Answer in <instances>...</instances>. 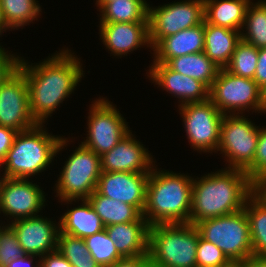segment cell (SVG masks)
Instances as JSON below:
<instances>
[{"instance_id": "6da1fadb", "label": "cell", "mask_w": 266, "mask_h": 267, "mask_svg": "<svg viewBox=\"0 0 266 267\" xmlns=\"http://www.w3.org/2000/svg\"><path fill=\"white\" fill-rule=\"evenodd\" d=\"M73 54L68 48L63 49L34 66L19 58L18 68L27 81L31 115L38 124L52 116L84 77L82 64Z\"/></svg>"}, {"instance_id": "7a4b0ae2", "label": "cell", "mask_w": 266, "mask_h": 267, "mask_svg": "<svg viewBox=\"0 0 266 267\" xmlns=\"http://www.w3.org/2000/svg\"><path fill=\"white\" fill-rule=\"evenodd\" d=\"M224 169L193 178L191 224L244 209L247 198L256 190L245 171Z\"/></svg>"}, {"instance_id": "3957f363", "label": "cell", "mask_w": 266, "mask_h": 267, "mask_svg": "<svg viewBox=\"0 0 266 267\" xmlns=\"http://www.w3.org/2000/svg\"><path fill=\"white\" fill-rule=\"evenodd\" d=\"M155 168L153 166L147 181L143 217L150 226L190 223L193 178Z\"/></svg>"}, {"instance_id": "277c9868", "label": "cell", "mask_w": 266, "mask_h": 267, "mask_svg": "<svg viewBox=\"0 0 266 267\" xmlns=\"http://www.w3.org/2000/svg\"><path fill=\"white\" fill-rule=\"evenodd\" d=\"M43 124L20 131L6 154L2 177L29 179L46 170L53 158L67 145V138L49 134Z\"/></svg>"}, {"instance_id": "5b68a950", "label": "cell", "mask_w": 266, "mask_h": 267, "mask_svg": "<svg viewBox=\"0 0 266 267\" xmlns=\"http://www.w3.org/2000/svg\"><path fill=\"white\" fill-rule=\"evenodd\" d=\"M199 231L191 223L154 224L149 227L150 261L160 267H197Z\"/></svg>"}, {"instance_id": "8992f818", "label": "cell", "mask_w": 266, "mask_h": 267, "mask_svg": "<svg viewBox=\"0 0 266 267\" xmlns=\"http://www.w3.org/2000/svg\"><path fill=\"white\" fill-rule=\"evenodd\" d=\"M195 226L200 236L221 249L232 263L243 262L252 256L249 222L244 209L203 220Z\"/></svg>"}, {"instance_id": "52a82bcc", "label": "cell", "mask_w": 266, "mask_h": 267, "mask_svg": "<svg viewBox=\"0 0 266 267\" xmlns=\"http://www.w3.org/2000/svg\"><path fill=\"white\" fill-rule=\"evenodd\" d=\"M209 100L223 115L242 114L245 110L266 112L264 91L254 79L220 69L209 89ZM238 111V112H236Z\"/></svg>"}, {"instance_id": "ba28073f", "label": "cell", "mask_w": 266, "mask_h": 267, "mask_svg": "<svg viewBox=\"0 0 266 267\" xmlns=\"http://www.w3.org/2000/svg\"><path fill=\"white\" fill-rule=\"evenodd\" d=\"M101 172L100 156L80 144L65 161L55 184L56 196L68 204L88 199L96 190Z\"/></svg>"}, {"instance_id": "9c48e42d", "label": "cell", "mask_w": 266, "mask_h": 267, "mask_svg": "<svg viewBox=\"0 0 266 267\" xmlns=\"http://www.w3.org/2000/svg\"><path fill=\"white\" fill-rule=\"evenodd\" d=\"M243 116L224 115L217 151L225 155L226 168L245 171L254 161L260 128Z\"/></svg>"}, {"instance_id": "30bf717a", "label": "cell", "mask_w": 266, "mask_h": 267, "mask_svg": "<svg viewBox=\"0 0 266 267\" xmlns=\"http://www.w3.org/2000/svg\"><path fill=\"white\" fill-rule=\"evenodd\" d=\"M204 21V0H185L158 7L148 5V29L151 50L165 37Z\"/></svg>"}, {"instance_id": "8fae6325", "label": "cell", "mask_w": 266, "mask_h": 267, "mask_svg": "<svg viewBox=\"0 0 266 267\" xmlns=\"http://www.w3.org/2000/svg\"><path fill=\"white\" fill-rule=\"evenodd\" d=\"M90 107L88 136L81 144L101 156L116 146L131 130L116 106L105 97L96 99Z\"/></svg>"}, {"instance_id": "7c38bea8", "label": "cell", "mask_w": 266, "mask_h": 267, "mask_svg": "<svg viewBox=\"0 0 266 267\" xmlns=\"http://www.w3.org/2000/svg\"><path fill=\"white\" fill-rule=\"evenodd\" d=\"M178 108L191 147L199 153L216 152L224 115L209 99L199 103H187Z\"/></svg>"}, {"instance_id": "4fadbf2b", "label": "cell", "mask_w": 266, "mask_h": 267, "mask_svg": "<svg viewBox=\"0 0 266 267\" xmlns=\"http://www.w3.org/2000/svg\"><path fill=\"white\" fill-rule=\"evenodd\" d=\"M37 124L30 111L25 75L17 68L0 85V125L20 132Z\"/></svg>"}, {"instance_id": "5bb4252c", "label": "cell", "mask_w": 266, "mask_h": 267, "mask_svg": "<svg viewBox=\"0 0 266 267\" xmlns=\"http://www.w3.org/2000/svg\"><path fill=\"white\" fill-rule=\"evenodd\" d=\"M28 179L7 178L0 189V213L14 220L37 216L45 206V192Z\"/></svg>"}, {"instance_id": "9a60e30c", "label": "cell", "mask_w": 266, "mask_h": 267, "mask_svg": "<svg viewBox=\"0 0 266 267\" xmlns=\"http://www.w3.org/2000/svg\"><path fill=\"white\" fill-rule=\"evenodd\" d=\"M49 218L33 216L13 220L8 225L13 229L20 246L26 255L39 258L57 250L60 223H53Z\"/></svg>"}, {"instance_id": "2e32d148", "label": "cell", "mask_w": 266, "mask_h": 267, "mask_svg": "<svg viewBox=\"0 0 266 267\" xmlns=\"http://www.w3.org/2000/svg\"><path fill=\"white\" fill-rule=\"evenodd\" d=\"M149 173L101 172L96 191L111 199L135 206L143 213Z\"/></svg>"}, {"instance_id": "e0dca14e", "label": "cell", "mask_w": 266, "mask_h": 267, "mask_svg": "<svg viewBox=\"0 0 266 267\" xmlns=\"http://www.w3.org/2000/svg\"><path fill=\"white\" fill-rule=\"evenodd\" d=\"M130 131L110 151L100 156L102 172L150 173L152 155Z\"/></svg>"}, {"instance_id": "ac0fdd59", "label": "cell", "mask_w": 266, "mask_h": 267, "mask_svg": "<svg viewBox=\"0 0 266 267\" xmlns=\"http://www.w3.org/2000/svg\"><path fill=\"white\" fill-rule=\"evenodd\" d=\"M150 67L147 76L155 85L179 98V106L209 99V89L202 82L173 71L165 63L153 62Z\"/></svg>"}, {"instance_id": "d6986e66", "label": "cell", "mask_w": 266, "mask_h": 267, "mask_svg": "<svg viewBox=\"0 0 266 267\" xmlns=\"http://www.w3.org/2000/svg\"><path fill=\"white\" fill-rule=\"evenodd\" d=\"M100 39L114 56H127L129 52L149 42L148 22L100 23Z\"/></svg>"}, {"instance_id": "ffe728a7", "label": "cell", "mask_w": 266, "mask_h": 267, "mask_svg": "<svg viewBox=\"0 0 266 267\" xmlns=\"http://www.w3.org/2000/svg\"><path fill=\"white\" fill-rule=\"evenodd\" d=\"M149 227L143 215L133 222L105 227L110 239L122 257L149 255Z\"/></svg>"}, {"instance_id": "44dd1931", "label": "cell", "mask_w": 266, "mask_h": 267, "mask_svg": "<svg viewBox=\"0 0 266 267\" xmlns=\"http://www.w3.org/2000/svg\"><path fill=\"white\" fill-rule=\"evenodd\" d=\"M153 62L167 63L171 58L204 51V21L163 38L153 48Z\"/></svg>"}, {"instance_id": "7402d4cb", "label": "cell", "mask_w": 266, "mask_h": 267, "mask_svg": "<svg viewBox=\"0 0 266 267\" xmlns=\"http://www.w3.org/2000/svg\"><path fill=\"white\" fill-rule=\"evenodd\" d=\"M240 31L215 26L204 20V53L220 69H225L231 61Z\"/></svg>"}, {"instance_id": "603a6c76", "label": "cell", "mask_w": 266, "mask_h": 267, "mask_svg": "<svg viewBox=\"0 0 266 267\" xmlns=\"http://www.w3.org/2000/svg\"><path fill=\"white\" fill-rule=\"evenodd\" d=\"M251 0H204V20L212 25L240 31Z\"/></svg>"}, {"instance_id": "cb8c5ba5", "label": "cell", "mask_w": 266, "mask_h": 267, "mask_svg": "<svg viewBox=\"0 0 266 267\" xmlns=\"http://www.w3.org/2000/svg\"><path fill=\"white\" fill-rule=\"evenodd\" d=\"M81 201L82 205L65 212L59 223L62 233L84 239L87 236L101 232L105 229V225L89 201L87 199Z\"/></svg>"}, {"instance_id": "d4e9b609", "label": "cell", "mask_w": 266, "mask_h": 267, "mask_svg": "<svg viewBox=\"0 0 266 267\" xmlns=\"http://www.w3.org/2000/svg\"><path fill=\"white\" fill-rule=\"evenodd\" d=\"M166 65L173 71L202 82L208 89L220 68L204 52L171 58Z\"/></svg>"}, {"instance_id": "484cf974", "label": "cell", "mask_w": 266, "mask_h": 267, "mask_svg": "<svg viewBox=\"0 0 266 267\" xmlns=\"http://www.w3.org/2000/svg\"><path fill=\"white\" fill-rule=\"evenodd\" d=\"M244 210L249 222L252 256L266 257V199L255 190L247 198Z\"/></svg>"}, {"instance_id": "4316f807", "label": "cell", "mask_w": 266, "mask_h": 267, "mask_svg": "<svg viewBox=\"0 0 266 267\" xmlns=\"http://www.w3.org/2000/svg\"><path fill=\"white\" fill-rule=\"evenodd\" d=\"M105 227L137 221L142 213L133 205L99 194L96 190L87 199Z\"/></svg>"}, {"instance_id": "83f0119b", "label": "cell", "mask_w": 266, "mask_h": 267, "mask_svg": "<svg viewBox=\"0 0 266 267\" xmlns=\"http://www.w3.org/2000/svg\"><path fill=\"white\" fill-rule=\"evenodd\" d=\"M146 0H113L106 2L99 10L100 23L148 22Z\"/></svg>"}, {"instance_id": "f1b7e54d", "label": "cell", "mask_w": 266, "mask_h": 267, "mask_svg": "<svg viewBox=\"0 0 266 267\" xmlns=\"http://www.w3.org/2000/svg\"><path fill=\"white\" fill-rule=\"evenodd\" d=\"M246 26V27H245ZM246 29V31L243 30ZM243 31V32H242ZM241 40L255 46L266 48V1L250 2L246 11ZM245 32V33H244Z\"/></svg>"}, {"instance_id": "f546056e", "label": "cell", "mask_w": 266, "mask_h": 267, "mask_svg": "<svg viewBox=\"0 0 266 267\" xmlns=\"http://www.w3.org/2000/svg\"><path fill=\"white\" fill-rule=\"evenodd\" d=\"M36 0H0L4 22L7 28L19 29L29 25L42 12Z\"/></svg>"}, {"instance_id": "4dcf8cb0", "label": "cell", "mask_w": 266, "mask_h": 267, "mask_svg": "<svg viewBox=\"0 0 266 267\" xmlns=\"http://www.w3.org/2000/svg\"><path fill=\"white\" fill-rule=\"evenodd\" d=\"M57 250L73 267H101L91 256L84 239L59 232Z\"/></svg>"}, {"instance_id": "1f68e13d", "label": "cell", "mask_w": 266, "mask_h": 267, "mask_svg": "<svg viewBox=\"0 0 266 267\" xmlns=\"http://www.w3.org/2000/svg\"><path fill=\"white\" fill-rule=\"evenodd\" d=\"M257 62L258 49L240 40L235 47L230 63L225 69L234 75L253 79Z\"/></svg>"}, {"instance_id": "d6a6232c", "label": "cell", "mask_w": 266, "mask_h": 267, "mask_svg": "<svg viewBox=\"0 0 266 267\" xmlns=\"http://www.w3.org/2000/svg\"><path fill=\"white\" fill-rule=\"evenodd\" d=\"M84 242L93 259L101 267L112 266L117 260L123 258L118 253L106 229L91 236H87L84 238Z\"/></svg>"}, {"instance_id": "836d02e7", "label": "cell", "mask_w": 266, "mask_h": 267, "mask_svg": "<svg viewBox=\"0 0 266 267\" xmlns=\"http://www.w3.org/2000/svg\"><path fill=\"white\" fill-rule=\"evenodd\" d=\"M197 267H228L232 262L215 244L199 235L196 250Z\"/></svg>"}, {"instance_id": "e575fe53", "label": "cell", "mask_w": 266, "mask_h": 267, "mask_svg": "<svg viewBox=\"0 0 266 267\" xmlns=\"http://www.w3.org/2000/svg\"><path fill=\"white\" fill-rule=\"evenodd\" d=\"M24 255L13 229L8 224L0 226V267H4L13 259Z\"/></svg>"}, {"instance_id": "d590c367", "label": "cell", "mask_w": 266, "mask_h": 267, "mask_svg": "<svg viewBox=\"0 0 266 267\" xmlns=\"http://www.w3.org/2000/svg\"><path fill=\"white\" fill-rule=\"evenodd\" d=\"M245 172L255 185L266 176V127L260 128L254 161Z\"/></svg>"}, {"instance_id": "8d00e7d4", "label": "cell", "mask_w": 266, "mask_h": 267, "mask_svg": "<svg viewBox=\"0 0 266 267\" xmlns=\"http://www.w3.org/2000/svg\"><path fill=\"white\" fill-rule=\"evenodd\" d=\"M5 51V48L0 46V85L18 68L20 58Z\"/></svg>"}, {"instance_id": "74e56055", "label": "cell", "mask_w": 266, "mask_h": 267, "mask_svg": "<svg viewBox=\"0 0 266 267\" xmlns=\"http://www.w3.org/2000/svg\"><path fill=\"white\" fill-rule=\"evenodd\" d=\"M17 133L11 128L0 125V165L4 163L6 154L12 147Z\"/></svg>"}, {"instance_id": "f35d334b", "label": "cell", "mask_w": 266, "mask_h": 267, "mask_svg": "<svg viewBox=\"0 0 266 267\" xmlns=\"http://www.w3.org/2000/svg\"><path fill=\"white\" fill-rule=\"evenodd\" d=\"M253 79L263 91L266 90V48L258 49V62Z\"/></svg>"}, {"instance_id": "ab89813d", "label": "cell", "mask_w": 266, "mask_h": 267, "mask_svg": "<svg viewBox=\"0 0 266 267\" xmlns=\"http://www.w3.org/2000/svg\"><path fill=\"white\" fill-rule=\"evenodd\" d=\"M39 260L41 267H73L58 250L43 255Z\"/></svg>"}, {"instance_id": "60d3db41", "label": "cell", "mask_w": 266, "mask_h": 267, "mask_svg": "<svg viewBox=\"0 0 266 267\" xmlns=\"http://www.w3.org/2000/svg\"><path fill=\"white\" fill-rule=\"evenodd\" d=\"M150 262L149 255H140L136 257H123L117 260L109 267H145Z\"/></svg>"}, {"instance_id": "b9f144b4", "label": "cell", "mask_w": 266, "mask_h": 267, "mask_svg": "<svg viewBox=\"0 0 266 267\" xmlns=\"http://www.w3.org/2000/svg\"><path fill=\"white\" fill-rule=\"evenodd\" d=\"M35 257L37 258V256L25 254L22 257L13 259L4 267H32L34 266L32 264H33V260H35ZM37 262H38V264H36L37 266H34V267H41L40 262L39 261Z\"/></svg>"}, {"instance_id": "7bdbcfd3", "label": "cell", "mask_w": 266, "mask_h": 267, "mask_svg": "<svg viewBox=\"0 0 266 267\" xmlns=\"http://www.w3.org/2000/svg\"><path fill=\"white\" fill-rule=\"evenodd\" d=\"M240 264L242 267H266V257L250 256Z\"/></svg>"}, {"instance_id": "ee69618b", "label": "cell", "mask_w": 266, "mask_h": 267, "mask_svg": "<svg viewBox=\"0 0 266 267\" xmlns=\"http://www.w3.org/2000/svg\"><path fill=\"white\" fill-rule=\"evenodd\" d=\"M256 191L266 199V176L256 184Z\"/></svg>"}, {"instance_id": "f6af8a7d", "label": "cell", "mask_w": 266, "mask_h": 267, "mask_svg": "<svg viewBox=\"0 0 266 267\" xmlns=\"http://www.w3.org/2000/svg\"><path fill=\"white\" fill-rule=\"evenodd\" d=\"M6 30H8L4 19H3V15H2V10H1V3H0V36L3 34V32H5Z\"/></svg>"}, {"instance_id": "bcb514c9", "label": "cell", "mask_w": 266, "mask_h": 267, "mask_svg": "<svg viewBox=\"0 0 266 267\" xmlns=\"http://www.w3.org/2000/svg\"><path fill=\"white\" fill-rule=\"evenodd\" d=\"M109 1H113V0H96V4L100 9L106 2H109Z\"/></svg>"}, {"instance_id": "7dc6e473", "label": "cell", "mask_w": 266, "mask_h": 267, "mask_svg": "<svg viewBox=\"0 0 266 267\" xmlns=\"http://www.w3.org/2000/svg\"><path fill=\"white\" fill-rule=\"evenodd\" d=\"M228 267H242V265L240 263H232L230 266Z\"/></svg>"}, {"instance_id": "c3c4849f", "label": "cell", "mask_w": 266, "mask_h": 267, "mask_svg": "<svg viewBox=\"0 0 266 267\" xmlns=\"http://www.w3.org/2000/svg\"><path fill=\"white\" fill-rule=\"evenodd\" d=\"M145 267H160V266H156L150 261Z\"/></svg>"}, {"instance_id": "681fc988", "label": "cell", "mask_w": 266, "mask_h": 267, "mask_svg": "<svg viewBox=\"0 0 266 267\" xmlns=\"http://www.w3.org/2000/svg\"><path fill=\"white\" fill-rule=\"evenodd\" d=\"M0 167H3L2 165H0ZM1 177V176H0ZM0 189H1V186H2V183H3V180L5 179V177L3 176V178H0Z\"/></svg>"}, {"instance_id": "f907efd6", "label": "cell", "mask_w": 266, "mask_h": 267, "mask_svg": "<svg viewBox=\"0 0 266 267\" xmlns=\"http://www.w3.org/2000/svg\"><path fill=\"white\" fill-rule=\"evenodd\" d=\"M264 97H265V101H266V90L264 91Z\"/></svg>"}]
</instances>
